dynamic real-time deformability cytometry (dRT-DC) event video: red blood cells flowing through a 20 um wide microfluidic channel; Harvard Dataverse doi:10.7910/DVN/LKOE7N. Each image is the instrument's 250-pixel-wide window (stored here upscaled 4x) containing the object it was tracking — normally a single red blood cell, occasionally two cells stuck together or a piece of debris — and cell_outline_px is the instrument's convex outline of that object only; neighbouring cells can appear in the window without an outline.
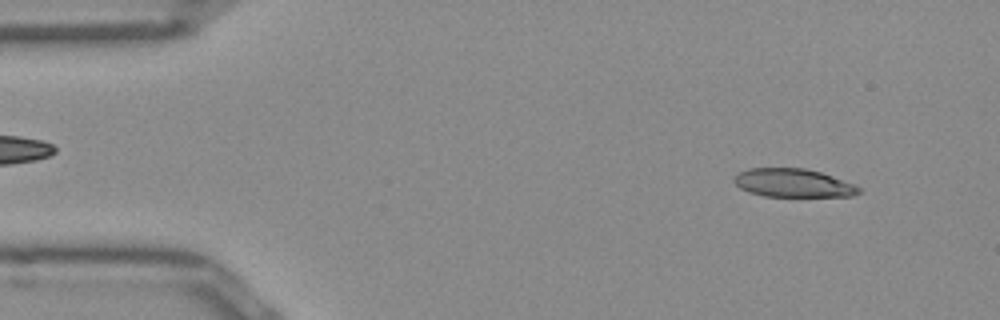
{"species": "Egyptian fruit bat (a non-hibernating species)", "species_latin": "Rousettus aegyptiacus", "temperature_condition": "room temperature", "stored_images_in_passage": 50, "camera_frame_rate_fps": 3000, "um_per_image_px": 0.085, "frame": {"image": 1, "passage_image": 4, "time_ms": 1.0, "image_size_px": [1000, 320], "cell_outline_px": [[860, 192], [852, 196], [764, 196], [748, 192], [740, 188], [732, 180], [740, 172], [748, 168], [804, 168], [820, 172], [856, 184], [860, 188]], "centroid_in_image_um": [67.42, 15.55], "position_along_channel_um": 17.6, "area_um2": 20.58}}
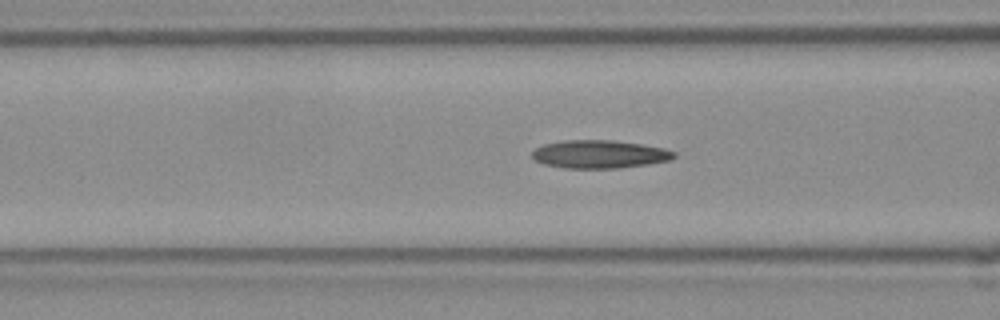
{"frame": {"image": 2, "passage_image": 18, "time_ms": 5.667, "image_size_px": [1000, 320], "cell_outline_px": [[676, 156], [668, 160], [648, 164], [620, 168], [564, 168], [544, 164], [536, 160], [532, 156], [532, 152], [536, 148], [544, 144], [564, 140], [612, 140], [640, 144], [664, 148], [676, 152]], "centroid_in_image_um": [50.95, 13.11], "position_along_channel_um": 115.6, "area_um2": 23.12}}
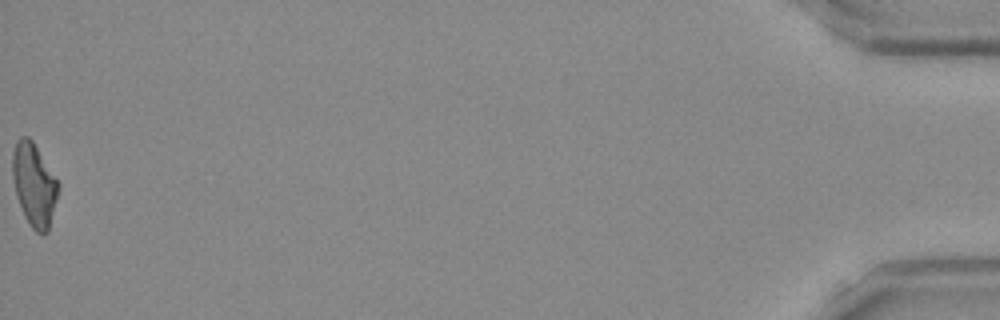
{"frame": {"image": 3, "passage_image": 50, "time_ms": 16.333, "image_size_px": [1000, 320], "cell_outline_px": [[60, 188], [48, 232], [36, 232], [32, 228], [24, 216], [16, 196], [12, 176], [12, 152], [16, 140], [20, 136], [28, 136], [32, 140], [60, 184]], "centroid_in_image_um": [2.89, 15.68], "position_along_channel_um": 432.3, "area_um2": 22.25}, "authors_computed_cell_mechanics": {"area_um2": 22.2819, "velocity_mm_per_s": 3.9698, "shape_relaxation_time_tau1_ms": null, "shape_relaxation_time_tau2_ms": 7.4814, "deformation_change_tau1": null, "deformation_change_tau2": 0.1957}}